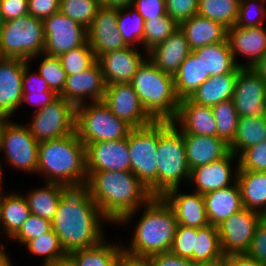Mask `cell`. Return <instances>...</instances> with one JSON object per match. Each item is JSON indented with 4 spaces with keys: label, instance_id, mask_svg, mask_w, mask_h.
Masks as SVG:
<instances>
[{
    "label": "cell",
    "instance_id": "cell-1",
    "mask_svg": "<svg viewBox=\"0 0 266 266\" xmlns=\"http://www.w3.org/2000/svg\"><path fill=\"white\" fill-rule=\"evenodd\" d=\"M105 222L109 223L88 190L78 187L64 192L51 224L63 249L69 254L78 249L95 247L106 239Z\"/></svg>",
    "mask_w": 266,
    "mask_h": 266
},
{
    "label": "cell",
    "instance_id": "cell-2",
    "mask_svg": "<svg viewBox=\"0 0 266 266\" xmlns=\"http://www.w3.org/2000/svg\"><path fill=\"white\" fill-rule=\"evenodd\" d=\"M111 224L126 225L153 197L131 172H87L84 186Z\"/></svg>",
    "mask_w": 266,
    "mask_h": 266
},
{
    "label": "cell",
    "instance_id": "cell-3",
    "mask_svg": "<svg viewBox=\"0 0 266 266\" xmlns=\"http://www.w3.org/2000/svg\"><path fill=\"white\" fill-rule=\"evenodd\" d=\"M37 173L43 175L44 182L68 188L85 186L86 147L76 131L60 139L39 143Z\"/></svg>",
    "mask_w": 266,
    "mask_h": 266
},
{
    "label": "cell",
    "instance_id": "cell-4",
    "mask_svg": "<svg viewBox=\"0 0 266 266\" xmlns=\"http://www.w3.org/2000/svg\"><path fill=\"white\" fill-rule=\"evenodd\" d=\"M142 208L129 245L122 250L146 257L170 252L178 227L174 211L162 197H152Z\"/></svg>",
    "mask_w": 266,
    "mask_h": 266
},
{
    "label": "cell",
    "instance_id": "cell-5",
    "mask_svg": "<svg viewBox=\"0 0 266 266\" xmlns=\"http://www.w3.org/2000/svg\"><path fill=\"white\" fill-rule=\"evenodd\" d=\"M130 84L154 121H172L175 118L180 99L175 91L174 76L162 72L147 57Z\"/></svg>",
    "mask_w": 266,
    "mask_h": 266
},
{
    "label": "cell",
    "instance_id": "cell-6",
    "mask_svg": "<svg viewBox=\"0 0 266 266\" xmlns=\"http://www.w3.org/2000/svg\"><path fill=\"white\" fill-rule=\"evenodd\" d=\"M157 197L189 182L190 169L182 132L171 121H158Z\"/></svg>",
    "mask_w": 266,
    "mask_h": 266
},
{
    "label": "cell",
    "instance_id": "cell-7",
    "mask_svg": "<svg viewBox=\"0 0 266 266\" xmlns=\"http://www.w3.org/2000/svg\"><path fill=\"white\" fill-rule=\"evenodd\" d=\"M132 127L116 117L103 101L76 106L75 131L86 146L91 142L114 141L128 136Z\"/></svg>",
    "mask_w": 266,
    "mask_h": 266
},
{
    "label": "cell",
    "instance_id": "cell-8",
    "mask_svg": "<svg viewBox=\"0 0 266 266\" xmlns=\"http://www.w3.org/2000/svg\"><path fill=\"white\" fill-rule=\"evenodd\" d=\"M43 20L30 16L4 21L0 29V57L30 61L44 52Z\"/></svg>",
    "mask_w": 266,
    "mask_h": 266
},
{
    "label": "cell",
    "instance_id": "cell-9",
    "mask_svg": "<svg viewBox=\"0 0 266 266\" xmlns=\"http://www.w3.org/2000/svg\"><path fill=\"white\" fill-rule=\"evenodd\" d=\"M133 173L157 197L158 121L142 128H132L127 136Z\"/></svg>",
    "mask_w": 266,
    "mask_h": 266
},
{
    "label": "cell",
    "instance_id": "cell-10",
    "mask_svg": "<svg viewBox=\"0 0 266 266\" xmlns=\"http://www.w3.org/2000/svg\"><path fill=\"white\" fill-rule=\"evenodd\" d=\"M75 123L76 107L58 96L47 106L35 111L27 126L31 135L40 143L73 134Z\"/></svg>",
    "mask_w": 266,
    "mask_h": 266
},
{
    "label": "cell",
    "instance_id": "cell-11",
    "mask_svg": "<svg viewBox=\"0 0 266 266\" xmlns=\"http://www.w3.org/2000/svg\"><path fill=\"white\" fill-rule=\"evenodd\" d=\"M11 120L3 131L1 153H5V161L13 169L37 173L39 142L31 135L27 125Z\"/></svg>",
    "mask_w": 266,
    "mask_h": 266
},
{
    "label": "cell",
    "instance_id": "cell-12",
    "mask_svg": "<svg viewBox=\"0 0 266 266\" xmlns=\"http://www.w3.org/2000/svg\"><path fill=\"white\" fill-rule=\"evenodd\" d=\"M264 216L243 208L217 226L224 256L247 253L255 230Z\"/></svg>",
    "mask_w": 266,
    "mask_h": 266
},
{
    "label": "cell",
    "instance_id": "cell-13",
    "mask_svg": "<svg viewBox=\"0 0 266 266\" xmlns=\"http://www.w3.org/2000/svg\"><path fill=\"white\" fill-rule=\"evenodd\" d=\"M44 54L59 57L87 42V28L60 11L43 20Z\"/></svg>",
    "mask_w": 266,
    "mask_h": 266
},
{
    "label": "cell",
    "instance_id": "cell-14",
    "mask_svg": "<svg viewBox=\"0 0 266 266\" xmlns=\"http://www.w3.org/2000/svg\"><path fill=\"white\" fill-rule=\"evenodd\" d=\"M239 118L266 115V83L252 68H239L232 98Z\"/></svg>",
    "mask_w": 266,
    "mask_h": 266
},
{
    "label": "cell",
    "instance_id": "cell-15",
    "mask_svg": "<svg viewBox=\"0 0 266 266\" xmlns=\"http://www.w3.org/2000/svg\"><path fill=\"white\" fill-rule=\"evenodd\" d=\"M103 102L116 117L132 128H142L154 121L142 107L130 83L107 85Z\"/></svg>",
    "mask_w": 266,
    "mask_h": 266
},
{
    "label": "cell",
    "instance_id": "cell-16",
    "mask_svg": "<svg viewBox=\"0 0 266 266\" xmlns=\"http://www.w3.org/2000/svg\"><path fill=\"white\" fill-rule=\"evenodd\" d=\"M85 147L87 172H131L127 137L114 141L91 142Z\"/></svg>",
    "mask_w": 266,
    "mask_h": 266
},
{
    "label": "cell",
    "instance_id": "cell-17",
    "mask_svg": "<svg viewBox=\"0 0 266 266\" xmlns=\"http://www.w3.org/2000/svg\"><path fill=\"white\" fill-rule=\"evenodd\" d=\"M118 9L100 6L96 17L87 28V42L96 59L109 51L121 50L127 45L117 26Z\"/></svg>",
    "mask_w": 266,
    "mask_h": 266
},
{
    "label": "cell",
    "instance_id": "cell-18",
    "mask_svg": "<svg viewBox=\"0 0 266 266\" xmlns=\"http://www.w3.org/2000/svg\"><path fill=\"white\" fill-rule=\"evenodd\" d=\"M237 158L238 156L230 151L224 158L192 169L188 185L194 184L195 190L193 192L201 195L233 185L237 181L239 169ZM234 159L237 166L235 165L233 169L231 167Z\"/></svg>",
    "mask_w": 266,
    "mask_h": 266
},
{
    "label": "cell",
    "instance_id": "cell-19",
    "mask_svg": "<svg viewBox=\"0 0 266 266\" xmlns=\"http://www.w3.org/2000/svg\"><path fill=\"white\" fill-rule=\"evenodd\" d=\"M227 40L233 60L239 68H252L266 53V27H240L234 25L227 29ZM241 54V55H240ZM240 56L245 62L237 61Z\"/></svg>",
    "mask_w": 266,
    "mask_h": 266
},
{
    "label": "cell",
    "instance_id": "cell-20",
    "mask_svg": "<svg viewBox=\"0 0 266 266\" xmlns=\"http://www.w3.org/2000/svg\"><path fill=\"white\" fill-rule=\"evenodd\" d=\"M106 85L99 63L96 61L90 68L78 74L66 76V83L59 95L75 107L89 102L103 101Z\"/></svg>",
    "mask_w": 266,
    "mask_h": 266
},
{
    "label": "cell",
    "instance_id": "cell-21",
    "mask_svg": "<svg viewBox=\"0 0 266 266\" xmlns=\"http://www.w3.org/2000/svg\"><path fill=\"white\" fill-rule=\"evenodd\" d=\"M138 49L127 46L121 50L109 51L97 58L106 86L131 82L138 67L148 56V53L144 55Z\"/></svg>",
    "mask_w": 266,
    "mask_h": 266
},
{
    "label": "cell",
    "instance_id": "cell-22",
    "mask_svg": "<svg viewBox=\"0 0 266 266\" xmlns=\"http://www.w3.org/2000/svg\"><path fill=\"white\" fill-rule=\"evenodd\" d=\"M29 61L0 57V113L12 118L21 107L24 66Z\"/></svg>",
    "mask_w": 266,
    "mask_h": 266
},
{
    "label": "cell",
    "instance_id": "cell-23",
    "mask_svg": "<svg viewBox=\"0 0 266 266\" xmlns=\"http://www.w3.org/2000/svg\"><path fill=\"white\" fill-rule=\"evenodd\" d=\"M182 134L217 136V124L211 106L200 105L190 98L180 100L175 118L171 121Z\"/></svg>",
    "mask_w": 266,
    "mask_h": 266
},
{
    "label": "cell",
    "instance_id": "cell-24",
    "mask_svg": "<svg viewBox=\"0 0 266 266\" xmlns=\"http://www.w3.org/2000/svg\"><path fill=\"white\" fill-rule=\"evenodd\" d=\"M180 189L173 188L162 196L174 211L178 224L195 228L209 225L204 196L197 192L182 193Z\"/></svg>",
    "mask_w": 266,
    "mask_h": 266
},
{
    "label": "cell",
    "instance_id": "cell-25",
    "mask_svg": "<svg viewBox=\"0 0 266 266\" xmlns=\"http://www.w3.org/2000/svg\"><path fill=\"white\" fill-rule=\"evenodd\" d=\"M192 52L185 34L178 28L165 41L148 52V58L162 72L174 76Z\"/></svg>",
    "mask_w": 266,
    "mask_h": 266
},
{
    "label": "cell",
    "instance_id": "cell-26",
    "mask_svg": "<svg viewBox=\"0 0 266 266\" xmlns=\"http://www.w3.org/2000/svg\"><path fill=\"white\" fill-rule=\"evenodd\" d=\"M182 135L190 171L224 158L230 152L229 144L217 136Z\"/></svg>",
    "mask_w": 266,
    "mask_h": 266
},
{
    "label": "cell",
    "instance_id": "cell-27",
    "mask_svg": "<svg viewBox=\"0 0 266 266\" xmlns=\"http://www.w3.org/2000/svg\"><path fill=\"white\" fill-rule=\"evenodd\" d=\"M203 196L209 224L216 227L230 215L244 208L237 181L225 189L214 190Z\"/></svg>",
    "mask_w": 266,
    "mask_h": 266
},
{
    "label": "cell",
    "instance_id": "cell-28",
    "mask_svg": "<svg viewBox=\"0 0 266 266\" xmlns=\"http://www.w3.org/2000/svg\"><path fill=\"white\" fill-rule=\"evenodd\" d=\"M179 28L185 34L192 51L227 38L226 27L198 14L181 22Z\"/></svg>",
    "mask_w": 266,
    "mask_h": 266
},
{
    "label": "cell",
    "instance_id": "cell-29",
    "mask_svg": "<svg viewBox=\"0 0 266 266\" xmlns=\"http://www.w3.org/2000/svg\"><path fill=\"white\" fill-rule=\"evenodd\" d=\"M0 189V229L11 239L31 214L24 194L15 191L4 194Z\"/></svg>",
    "mask_w": 266,
    "mask_h": 266
},
{
    "label": "cell",
    "instance_id": "cell-30",
    "mask_svg": "<svg viewBox=\"0 0 266 266\" xmlns=\"http://www.w3.org/2000/svg\"><path fill=\"white\" fill-rule=\"evenodd\" d=\"M209 77L210 75L205 73L204 59L193 50L174 75L178 98L180 100L189 98Z\"/></svg>",
    "mask_w": 266,
    "mask_h": 266
},
{
    "label": "cell",
    "instance_id": "cell-31",
    "mask_svg": "<svg viewBox=\"0 0 266 266\" xmlns=\"http://www.w3.org/2000/svg\"><path fill=\"white\" fill-rule=\"evenodd\" d=\"M237 73L209 77L189 98L200 105L214 106L233 98Z\"/></svg>",
    "mask_w": 266,
    "mask_h": 266
},
{
    "label": "cell",
    "instance_id": "cell-32",
    "mask_svg": "<svg viewBox=\"0 0 266 266\" xmlns=\"http://www.w3.org/2000/svg\"><path fill=\"white\" fill-rule=\"evenodd\" d=\"M243 207L266 216V172L238 171Z\"/></svg>",
    "mask_w": 266,
    "mask_h": 266
},
{
    "label": "cell",
    "instance_id": "cell-33",
    "mask_svg": "<svg viewBox=\"0 0 266 266\" xmlns=\"http://www.w3.org/2000/svg\"><path fill=\"white\" fill-rule=\"evenodd\" d=\"M42 187H36L29 190L24 196L26 197L31 214L40 216L50 222L55 217L60 198L68 187L57 184L44 182Z\"/></svg>",
    "mask_w": 266,
    "mask_h": 266
},
{
    "label": "cell",
    "instance_id": "cell-34",
    "mask_svg": "<svg viewBox=\"0 0 266 266\" xmlns=\"http://www.w3.org/2000/svg\"><path fill=\"white\" fill-rule=\"evenodd\" d=\"M107 241L104 239L95 247L72 251L68 257L75 266H119L122 244Z\"/></svg>",
    "mask_w": 266,
    "mask_h": 266
},
{
    "label": "cell",
    "instance_id": "cell-35",
    "mask_svg": "<svg viewBox=\"0 0 266 266\" xmlns=\"http://www.w3.org/2000/svg\"><path fill=\"white\" fill-rule=\"evenodd\" d=\"M218 229L211 224L196 228L193 262L196 265L214 264L224 260Z\"/></svg>",
    "mask_w": 266,
    "mask_h": 266
},
{
    "label": "cell",
    "instance_id": "cell-36",
    "mask_svg": "<svg viewBox=\"0 0 266 266\" xmlns=\"http://www.w3.org/2000/svg\"><path fill=\"white\" fill-rule=\"evenodd\" d=\"M194 51L204 59L205 73H208L210 77L237 73L239 69L233 60L227 38L224 41L209 44Z\"/></svg>",
    "mask_w": 266,
    "mask_h": 266
},
{
    "label": "cell",
    "instance_id": "cell-37",
    "mask_svg": "<svg viewBox=\"0 0 266 266\" xmlns=\"http://www.w3.org/2000/svg\"><path fill=\"white\" fill-rule=\"evenodd\" d=\"M266 139V115L243 116L238 119L237 132L229 145L230 151L238 156L243 150L262 143Z\"/></svg>",
    "mask_w": 266,
    "mask_h": 266
},
{
    "label": "cell",
    "instance_id": "cell-38",
    "mask_svg": "<svg viewBox=\"0 0 266 266\" xmlns=\"http://www.w3.org/2000/svg\"><path fill=\"white\" fill-rule=\"evenodd\" d=\"M31 63L32 62H28L24 66L22 79L23 96L21 107L24 103H30L34 106H37V109L33 111L35 112L47 106L49 103L55 100L58 95L49 88L44 78L39 75L38 70H36L37 72L31 71Z\"/></svg>",
    "mask_w": 266,
    "mask_h": 266
},
{
    "label": "cell",
    "instance_id": "cell-39",
    "mask_svg": "<svg viewBox=\"0 0 266 266\" xmlns=\"http://www.w3.org/2000/svg\"><path fill=\"white\" fill-rule=\"evenodd\" d=\"M240 0H198V15L221 23L227 29L238 18Z\"/></svg>",
    "mask_w": 266,
    "mask_h": 266
},
{
    "label": "cell",
    "instance_id": "cell-40",
    "mask_svg": "<svg viewBox=\"0 0 266 266\" xmlns=\"http://www.w3.org/2000/svg\"><path fill=\"white\" fill-rule=\"evenodd\" d=\"M145 20L132 5L118 9L117 26L125 44L129 47L142 45Z\"/></svg>",
    "mask_w": 266,
    "mask_h": 266
},
{
    "label": "cell",
    "instance_id": "cell-41",
    "mask_svg": "<svg viewBox=\"0 0 266 266\" xmlns=\"http://www.w3.org/2000/svg\"><path fill=\"white\" fill-rule=\"evenodd\" d=\"M25 246L26 250L34 256H43V264L56 262L68 257L60 243L59 237L52 228L48 232L30 240Z\"/></svg>",
    "mask_w": 266,
    "mask_h": 266
},
{
    "label": "cell",
    "instance_id": "cell-42",
    "mask_svg": "<svg viewBox=\"0 0 266 266\" xmlns=\"http://www.w3.org/2000/svg\"><path fill=\"white\" fill-rule=\"evenodd\" d=\"M142 50L148 53L158 44L165 41L179 25L169 16L164 15L159 18L145 20Z\"/></svg>",
    "mask_w": 266,
    "mask_h": 266
},
{
    "label": "cell",
    "instance_id": "cell-43",
    "mask_svg": "<svg viewBox=\"0 0 266 266\" xmlns=\"http://www.w3.org/2000/svg\"><path fill=\"white\" fill-rule=\"evenodd\" d=\"M217 124V137L231 144L235 138L238 125V113L232 99L222 101L212 106Z\"/></svg>",
    "mask_w": 266,
    "mask_h": 266
},
{
    "label": "cell",
    "instance_id": "cell-44",
    "mask_svg": "<svg viewBox=\"0 0 266 266\" xmlns=\"http://www.w3.org/2000/svg\"><path fill=\"white\" fill-rule=\"evenodd\" d=\"M100 6V0H60L59 11L88 28Z\"/></svg>",
    "mask_w": 266,
    "mask_h": 266
},
{
    "label": "cell",
    "instance_id": "cell-45",
    "mask_svg": "<svg viewBox=\"0 0 266 266\" xmlns=\"http://www.w3.org/2000/svg\"><path fill=\"white\" fill-rule=\"evenodd\" d=\"M42 57L40 60L38 72L41 77L47 82L49 88L54 91L58 96L62 93L66 83V73L63 69L58 57L49 56L44 53L36 55L31 58V61Z\"/></svg>",
    "mask_w": 266,
    "mask_h": 266
},
{
    "label": "cell",
    "instance_id": "cell-46",
    "mask_svg": "<svg viewBox=\"0 0 266 266\" xmlns=\"http://www.w3.org/2000/svg\"><path fill=\"white\" fill-rule=\"evenodd\" d=\"M58 58L66 76L85 71L97 61L94 51L88 42L65 52Z\"/></svg>",
    "mask_w": 266,
    "mask_h": 266
},
{
    "label": "cell",
    "instance_id": "cell-47",
    "mask_svg": "<svg viewBox=\"0 0 266 266\" xmlns=\"http://www.w3.org/2000/svg\"><path fill=\"white\" fill-rule=\"evenodd\" d=\"M266 0H240L238 18L235 25L259 27L266 25ZM255 7V8H254Z\"/></svg>",
    "mask_w": 266,
    "mask_h": 266
},
{
    "label": "cell",
    "instance_id": "cell-48",
    "mask_svg": "<svg viewBox=\"0 0 266 266\" xmlns=\"http://www.w3.org/2000/svg\"><path fill=\"white\" fill-rule=\"evenodd\" d=\"M238 171L266 172V139L238 155Z\"/></svg>",
    "mask_w": 266,
    "mask_h": 266
},
{
    "label": "cell",
    "instance_id": "cell-49",
    "mask_svg": "<svg viewBox=\"0 0 266 266\" xmlns=\"http://www.w3.org/2000/svg\"><path fill=\"white\" fill-rule=\"evenodd\" d=\"M51 228L52 224L50 221L30 214L19 231L11 238V241H17L21 246H25L30 240L48 232Z\"/></svg>",
    "mask_w": 266,
    "mask_h": 266
},
{
    "label": "cell",
    "instance_id": "cell-50",
    "mask_svg": "<svg viewBox=\"0 0 266 266\" xmlns=\"http://www.w3.org/2000/svg\"><path fill=\"white\" fill-rule=\"evenodd\" d=\"M195 227H186L178 224L170 252L193 262Z\"/></svg>",
    "mask_w": 266,
    "mask_h": 266
},
{
    "label": "cell",
    "instance_id": "cell-51",
    "mask_svg": "<svg viewBox=\"0 0 266 266\" xmlns=\"http://www.w3.org/2000/svg\"><path fill=\"white\" fill-rule=\"evenodd\" d=\"M165 3L166 14L178 25L198 13V0H165Z\"/></svg>",
    "mask_w": 266,
    "mask_h": 266
},
{
    "label": "cell",
    "instance_id": "cell-52",
    "mask_svg": "<svg viewBox=\"0 0 266 266\" xmlns=\"http://www.w3.org/2000/svg\"><path fill=\"white\" fill-rule=\"evenodd\" d=\"M247 254L266 266V216L257 225Z\"/></svg>",
    "mask_w": 266,
    "mask_h": 266
},
{
    "label": "cell",
    "instance_id": "cell-53",
    "mask_svg": "<svg viewBox=\"0 0 266 266\" xmlns=\"http://www.w3.org/2000/svg\"><path fill=\"white\" fill-rule=\"evenodd\" d=\"M132 6L138 10L144 20L166 15L165 0H133Z\"/></svg>",
    "mask_w": 266,
    "mask_h": 266
},
{
    "label": "cell",
    "instance_id": "cell-54",
    "mask_svg": "<svg viewBox=\"0 0 266 266\" xmlns=\"http://www.w3.org/2000/svg\"><path fill=\"white\" fill-rule=\"evenodd\" d=\"M60 0H28V14L44 20L59 11Z\"/></svg>",
    "mask_w": 266,
    "mask_h": 266
},
{
    "label": "cell",
    "instance_id": "cell-55",
    "mask_svg": "<svg viewBox=\"0 0 266 266\" xmlns=\"http://www.w3.org/2000/svg\"><path fill=\"white\" fill-rule=\"evenodd\" d=\"M4 21H10L28 14V0H0Z\"/></svg>",
    "mask_w": 266,
    "mask_h": 266
},
{
    "label": "cell",
    "instance_id": "cell-56",
    "mask_svg": "<svg viewBox=\"0 0 266 266\" xmlns=\"http://www.w3.org/2000/svg\"><path fill=\"white\" fill-rule=\"evenodd\" d=\"M150 258L153 266H197L191 260L179 257L171 252L154 254Z\"/></svg>",
    "mask_w": 266,
    "mask_h": 266
},
{
    "label": "cell",
    "instance_id": "cell-57",
    "mask_svg": "<svg viewBox=\"0 0 266 266\" xmlns=\"http://www.w3.org/2000/svg\"><path fill=\"white\" fill-rule=\"evenodd\" d=\"M224 262L226 266H264L247 253L225 256Z\"/></svg>",
    "mask_w": 266,
    "mask_h": 266
},
{
    "label": "cell",
    "instance_id": "cell-58",
    "mask_svg": "<svg viewBox=\"0 0 266 266\" xmlns=\"http://www.w3.org/2000/svg\"><path fill=\"white\" fill-rule=\"evenodd\" d=\"M119 266H153L150 257L136 256L122 250Z\"/></svg>",
    "mask_w": 266,
    "mask_h": 266
},
{
    "label": "cell",
    "instance_id": "cell-59",
    "mask_svg": "<svg viewBox=\"0 0 266 266\" xmlns=\"http://www.w3.org/2000/svg\"><path fill=\"white\" fill-rule=\"evenodd\" d=\"M133 0H100V5L105 7H112L115 9L126 8L132 5Z\"/></svg>",
    "mask_w": 266,
    "mask_h": 266
},
{
    "label": "cell",
    "instance_id": "cell-60",
    "mask_svg": "<svg viewBox=\"0 0 266 266\" xmlns=\"http://www.w3.org/2000/svg\"><path fill=\"white\" fill-rule=\"evenodd\" d=\"M252 69L266 83V53L254 64Z\"/></svg>",
    "mask_w": 266,
    "mask_h": 266
},
{
    "label": "cell",
    "instance_id": "cell-61",
    "mask_svg": "<svg viewBox=\"0 0 266 266\" xmlns=\"http://www.w3.org/2000/svg\"><path fill=\"white\" fill-rule=\"evenodd\" d=\"M41 266H75V265L70 260V258L67 257L65 259H62V260H59V261H56V262L45 263V264L42 263Z\"/></svg>",
    "mask_w": 266,
    "mask_h": 266
},
{
    "label": "cell",
    "instance_id": "cell-62",
    "mask_svg": "<svg viewBox=\"0 0 266 266\" xmlns=\"http://www.w3.org/2000/svg\"><path fill=\"white\" fill-rule=\"evenodd\" d=\"M9 120H10L9 116H7L3 113H0V143H1L4 128H5L6 124L9 122Z\"/></svg>",
    "mask_w": 266,
    "mask_h": 266
},
{
    "label": "cell",
    "instance_id": "cell-63",
    "mask_svg": "<svg viewBox=\"0 0 266 266\" xmlns=\"http://www.w3.org/2000/svg\"><path fill=\"white\" fill-rule=\"evenodd\" d=\"M10 255H8L7 253H4L1 257H0V266H13V263L10 259V257H8Z\"/></svg>",
    "mask_w": 266,
    "mask_h": 266
},
{
    "label": "cell",
    "instance_id": "cell-64",
    "mask_svg": "<svg viewBox=\"0 0 266 266\" xmlns=\"http://www.w3.org/2000/svg\"><path fill=\"white\" fill-rule=\"evenodd\" d=\"M0 152H2V151H1V148H0ZM0 159H1V158H0ZM1 163H2V162H1V160H0V189L3 187V185H2V181H3V180H2V178H3V172H2V171H3V170H2V169H3V164H1Z\"/></svg>",
    "mask_w": 266,
    "mask_h": 266
},
{
    "label": "cell",
    "instance_id": "cell-65",
    "mask_svg": "<svg viewBox=\"0 0 266 266\" xmlns=\"http://www.w3.org/2000/svg\"><path fill=\"white\" fill-rule=\"evenodd\" d=\"M197 266H226L224 260L214 263V264H205V265H197Z\"/></svg>",
    "mask_w": 266,
    "mask_h": 266
},
{
    "label": "cell",
    "instance_id": "cell-66",
    "mask_svg": "<svg viewBox=\"0 0 266 266\" xmlns=\"http://www.w3.org/2000/svg\"><path fill=\"white\" fill-rule=\"evenodd\" d=\"M1 244H0V257L4 254V253H6L5 252V245H3V243L2 242H0Z\"/></svg>",
    "mask_w": 266,
    "mask_h": 266
},
{
    "label": "cell",
    "instance_id": "cell-67",
    "mask_svg": "<svg viewBox=\"0 0 266 266\" xmlns=\"http://www.w3.org/2000/svg\"><path fill=\"white\" fill-rule=\"evenodd\" d=\"M3 24H4V18H3V14H2V11H1V7H0V29L3 26Z\"/></svg>",
    "mask_w": 266,
    "mask_h": 266
}]
</instances>
